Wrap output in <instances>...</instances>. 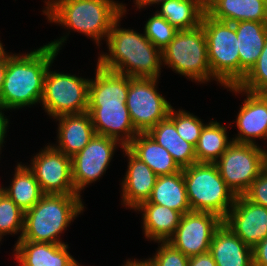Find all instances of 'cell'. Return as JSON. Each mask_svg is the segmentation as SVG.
<instances>
[{"instance_id":"obj_1","label":"cell","mask_w":267,"mask_h":266,"mask_svg":"<svg viewBox=\"0 0 267 266\" xmlns=\"http://www.w3.org/2000/svg\"><path fill=\"white\" fill-rule=\"evenodd\" d=\"M69 34L26 54L7 53V68L0 96L3 108L15 110L40 103L46 72Z\"/></svg>"},{"instance_id":"obj_2","label":"cell","mask_w":267,"mask_h":266,"mask_svg":"<svg viewBox=\"0 0 267 266\" xmlns=\"http://www.w3.org/2000/svg\"><path fill=\"white\" fill-rule=\"evenodd\" d=\"M123 12L112 24L106 43L109 53H102L97 64L109 71L131 78H160L162 50L142 33L119 28Z\"/></svg>"},{"instance_id":"obj_3","label":"cell","mask_w":267,"mask_h":266,"mask_svg":"<svg viewBox=\"0 0 267 266\" xmlns=\"http://www.w3.org/2000/svg\"><path fill=\"white\" fill-rule=\"evenodd\" d=\"M42 10L49 22L92 38L97 46L106 41L113 22L124 12L125 4L114 0H48ZM104 37V38H103Z\"/></svg>"},{"instance_id":"obj_4","label":"cell","mask_w":267,"mask_h":266,"mask_svg":"<svg viewBox=\"0 0 267 266\" xmlns=\"http://www.w3.org/2000/svg\"><path fill=\"white\" fill-rule=\"evenodd\" d=\"M78 194H44L31 209L24 212V228L20 240L66 244L59 235L84 210Z\"/></svg>"},{"instance_id":"obj_5","label":"cell","mask_w":267,"mask_h":266,"mask_svg":"<svg viewBox=\"0 0 267 266\" xmlns=\"http://www.w3.org/2000/svg\"><path fill=\"white\" fill-rule=\"evenodd\" d=\"M190 209L209 212L225 219L236 195L221 178L215 163H195L183 168Z\"/></svg>"},{"instance_id":"obj_6","label":"cell","mask_w":267,"mask_h":266,"mask_svg":"<svg viewBox=\"0 0 267 266\" xmlns=\"http://www.w3.org/2000/svg\"><path fill=\"white\" fill-rule=\"evenodd\" d=\"M212 76L224 87L240 84L238 39L233 23L215 20L207 13L202 19Z\"/></svg>"},{"instance_id":"obj_7","label":"cell","mask_w":267,"mask_h":266,"mask_svg":"<svg viewBox=\"0 0 267 266\" xmlns=\"http://www.w3.org/2000/svg\"><path fill=\"white\" fill-rule=\"evenodd\" d=\"M162 57L167 68L191 81H217L209 66L207 41L202 25L190 30H178L174 39L162 50Z\"/></svg>"},{"instance_id":"obj_8","label":"cell","mask_w":267,"mask_h":266,"mask_svg":"<svg viewBox=\"0 0 267 266\" xmlns=\"http://www.w3.org/2000/svg\"><path fill=\"white\" fill-rule=\"evenodd\" d=\"M48 68L40 103L52 118L81 114L88 110L90 79L75 74L51 71Z\"/></svg>"},{"instance_id":"obj_9","label":"cell","mask_w":267,"mask_h":266,"mask_svg":"<svg viewBox=\"0 0 267 266\" xmlns=\"http://www.w3.org/2000/svg\"><path fill=\"white\" fill-rule=\"evenodd\" d=\"M215 164L234 194L243 195L265 169L264 149L254 144L232 142Z\"/></svg>"},{"instance_id":"obj_10","label":"cell","mask_w":267,"mask_h":266,"mask_svg":"<svg viewBox=\"0 0 267 266\" xmlns=\"http://www.w3.org/2000/svg\"><path fill=\"white\" fill-rule=\"evenodd\" d=\"M159 78H131L126 105L138 133H147L158 122L169 116L170 102L157 92Z\"/></svg>"},{"instance_id":"obj_11","label":"cell","mask_w":267,"mask_h":266,"mask_svg":"<svg viewBox=\"0 0 267 266\" xmlns=\"http://www.w3.org/2000/svg\"><path fill=\"white\" fill-rule=\"evenodd\" d=\"M120 144V145H118ZM117 145L124 146L115 139L95 134L90 142L71 158L72 182L75 191L81 196V191L100 179L106 172Z\"/></svg>"},{"instance_id":"obj_12","label":"cell","mask_w":267,"mask_h":266,"mask_svg":"<svg viewBox=\"0 0 267 266\" xmlns=\"http://www.w3.org/2000/svg\"><path fill=\"white\" fill-rule=\"evenodd\" d=\"M223 219L213 213L189 211L167 242L188 257L209 252L215 231Z\"/></svg>"},{"instance_id":"obj_13","label":"cell","mask_w":267,"mask_h":266,"mask_svg":"<svg viewBox=\"0 0 267 266\" xmlns=\"http://www.w3.org/2000/svg\"><path fill=\"white\" fill-rule=\"evenodd\" d=\"M28 168L33 172L43 194H77L72 182L71 157L51 144L31 159Z\"/></svg>"},{"instance_id":"obj_14","label":"cell","mask_w":267,"mask_h":266,"mask_svg":"<svg viewBox=\"0 0 267 266\" xmlns=\"http://www.w3.org/2000/svg\"><path fill=\"white\" fill-rule=\"evenodd\" d=\"M223 223L253 249L267 237V208L252 203L243 195L236 196Z\"/></svg>"},{"instance_id":"obj_15","label":"cell","mask_w":267,"mask_h":266,"mask_svg":"<svg viewBox=\"0 0 267 266\" xmlns=\"http://www.w3.org/2000/svg\"><path fill=\"white\" fill-rule=\"evenodd\" d=\"M226 88L235 94L247 95L236 117L238 134L232 138V141L257 145L256 138L267 140V101L265 98L260 93L246 91L238 85Z\"/></svg>"},{"instance_id":"obj_16","label":"cell","mask_w":267,"mask_h":266,"mask_svg":"<svg viewBox=\"0 0 267 266\" xmlns=\"http://www.w3.org/2000/svg\"><path fill=\"white\" fill-rule=\"evenodd\" d=\"M95 133L127 147L137 136L126 104H88Z\"/></svg>"},{"instance_id":"obj_17","label":"cell","mask_w":267,"mask_h":266,"mask_svg":"<svg viewBox=\"0 0 267 266\" xmlns=\"http://www.w3.org/2000/svg\"><path fill=\"white\" fill-rule=\"evenodd\" d=\"M124 155L128 157V168L121 182L122 204L128 209H136L151 196L157 175L127 147L123 148Z\"/></svg>"},{"instance_id":"obj_18","label":"cell","mask_w":267,"mask_h":266,"mask_svg":"<svg viewBox=\"0 0 267 266\" xmlns=\"http://www.w3.org/2000/svg\"><path fill=\"white\" fill-rule=\"evenodd\" d=\"M54 119L59 124L58 145L54 144L53 147L71 158L81 151L96 134L88 112L61 115Z\"/></svg>"},{"instance_id":"obj_19","label":"cell","mask_w":267,"mask_h":266,"mask_svg":"<svg viewBox=\"0 0 267 266\" xmlns=\"http://www.w3.org/2000/svg\"><path fill=\"white\" fill-rule=\"evenodd\" d=\"M68 247V244L19 240L13 253L18 266H68L74 259Z\"/></svg>"},{"instance_id":"obj_20","label":"cell","mask_w":267,"mask_h":266,"mask_svg":"<svg viewBox=\"0 0 267 266\" xmlns=\"http://www.w3.org/2000/svg\"><path fill=\"white\" fill-rule=\"evenodd\" d=\"M209 252L217 266H253L252 248L224 223L215 231Z\"/></svg>"},{"instance_id":"obj_21","label":"cell","mask_w":267,"mask_h":266,"mask_svg":"<svg viewBox=\"0 0 267 266\" xmlns=\"http://www.w3.org/2000/svg\"><path fill=\"white\" fill-rule=\"evenodd\" d=\"M234 26L238 39L241 82L262 52L267 39V22L239 21Z\"/></svg>"},{"instance_id":"obj_22","label":"cell","mask_w":267,"mask_h":266,"mask_svg":"<svg viewBox=\"0 0 267 266\" xmlns=\"http://www.w3.org/2000/svg\"><path fill=\"white\" fill-rule=\"evenodd\" d=\"M95 78L89 82L88 104H126L129 76L96 65Z\"/></svg>"},{"instance_id":"obj_23","label":"cell","mask_w":267,"mask_h":266,"mask_svg":"<svg viewBox=\"0 0 267 266\" xmlns=\"http://www.w3.org/2000/svg\"><path fill=\"white\" fill-rule=\"evenodd\" d=\"M206 13L215 20L267 22V0H213Z\"/></svg>"},{"instance_id":"obj_24","label":"cell","mask_w":267,"mask_h":266,"mask_svg":"<svg viewBox=\"0 0 267 266\" xmlns=\"http://www.w3.org/2000/svg\"><path fill=\"white\" fill-rule=\"evenodd\" d=\"M135 211L142 214L144 236L150 241L167 242L176 231L182 213L154 203H141Z\"/></svg>"},{"instance_id":"obj_25","label":"cell","mask_w":267,"mask_h":266,"mask_svg":"<svg viewBox=\"0 0 267 266\" xmlns=\"http://www.w3.org/2000/svg\"><path fill=\"white\" fill-rule=\"evenodd\" d=\"M127 148L157 176L172 175L182 170L171 154L147 133H138Z\"/></svg>"},{"instance_id":"obj_26","label":"cell","mask_w":267,"mask_h":266,"mask_svg":"<svg viewBox=\"0 0 267 266\" xmlns=\"http://www.w3.org/2000/svg\"><path fill=\"white\" fill-rule=\"evenodd\" d=\"M147 134L171 154L181 169L197 163L195 147L180 137L169 116L158 122Z\"/></svg>"},{"instance_id":"obj_27","label":"cell","mask_w":267,"mask_h":266,"mask_svg":"<svg viewBox=\"0 0 267 266\" xmlns=\"http://www.w3.org/2000/svg\"><path fill=\"white\" fill-rule=\"evenodd\" d=\"M143 203L159 204L182 214L191 211L182 170L172 175L158 176L151 196Z\"/></svg>"},{"instance_id":"obj_28","label":"cell","mask_w":267,"mask_h":266,"mask_svg":"<svg viewBox=\"0 0 267 266\" xmlns=\"http://www.w3.org/2000/svg\"><path fill=\"white\" fill-rule=\"evenodd\" d=\"M156 13L177 30H190L201 25L206 8L198 0H166Z\"/></svg>"},{"instance_id":"obj_29","label":"cell","mask_w":267,"mask_h":266,"mask_svg":"<svg viewBox=\"0 0 267 266\" xmlns=\"http://www.w3.org/2000/svg\"><path fill=\"white\" fill-rule=\"evenodd\" d=\"M5 194L24 212L31 209L44 195L33 172L25 164L18 163L11 184Z\"/></svg>"},{"instance_id":"obj_30","label":"cell","mask_w":267,"mask_h":266,"mask_svg":"<svg viewBox=\"0 0 267 266\" xmlns=\"http://www.w3.org/2000/svg\"><path fill=\"white\" fill-rule=\"evenodd\" d=\"M226 126L211 120L205 124L195 147L197 163H215L233 142L228 139Z\"/></svg>"},{"instance_id":"obj_31","label":"cell","mask_w":267,"mask_h":266,"mask_svg":"<svg viewBox=\"0 0 267 266\" xmlns=\"http://www.w3.org/2000/svg\"><path fill=\"white\" fill-rule=\"evenodd\" d=\"M24 211L6 194L0 199V237L8 234H18L19 241L23 234Z\"/></svg>"},{"instance_id":"obj_32","label":"cell","mask_w":267,"mask_h":266,"mask_svg":"<svg viewBox=\"0 0 267 266\" xmlns=\"http://www.w3.org/2000/svg\"><path fill=\"white\" fill-rule=\"evenodd\" d=\"M169 117L174 121L177 133L185 141L196 147L204 123L199 117L186 112L185 110H175L173 107L169 112Z\"/></svg>"},{"instance_id":"obj_33","label":"cell","mask_w":267,"mask_h":266,"mask_svg":"<svg viewBox=\"0 0 267 266\" xmlns=\"http://www.w3.org/2000/svg\"><path fill=\"white\" fill-rule=\"evenodd\" d=\"M177 31L174 26L157 13L148 18L144 26V35L160 50H163L174 39Z\"/></svg>"},{"instance_id":"obj_34","label":"cell","mask_w":267,"mask_h":266,"mask_svg":"<svg viewBox=\"0 0 267 266\" xmlns=\"http://www.w3.org/2000/svg\"><path fill=\"white\" fill-rule=\"evenodd\" d=\"M238 86L252 93H261L267 89V39L258 61Z\"/></svg>"},{"instance_id":"obj_35","label":"cell","mask_w":267,"mask_h":266,"mask_svg":"<svg viewBox=\"0 0 267 266\" xmlns=\"http://www.w3.org/2000/svg\"><path fill=\"white\" fill-rule=\"evenodd\" d=\"M158 243L160 246L155 255L148 259L153 266H188V256L172 247L168 242Z\"/></svg>"},{"instance_id":"obj_36","label":"cell","mask_w":267,"mask_h":266,"mask_svg":"<svg viewBox=\"0 0 267 266\" xmlns=\"http://www.w3.org/2000/svg\"><path fill=\"white\" fill-rule=\"evenodd\" d=\"M243 196L254 204L267 208V170L264 169L251 183Z\"/></svg>"},{"instance_id":"obj_37","label":"cell","mask_w":267,"mask_h":266,"mask_svg":"<svg viewBox=\"0 0 267 266\" xmlns=\"http://www.w3.org/2000/svg\"><path fill=\"white\" fill-rule=\"evenodd\" d=\"M253 266H267V237L252 249Z\"/></svg>"},{"instance_id":"obj_38","label":"cell","mask_w":267,"mask_h":266,"mask_svg":"<svg viewBox=\"0 0 267 266\" xmlns=\"http://www.w3.org/2000/svg\"><path fill=\"white\" fill-rule=\"evenodd\" d=\"M188 266H217L210 252L189 257Z\"/></svg>"},{"instance_id":"obj_39","label":"cell","mask_w":267,"mask_h":266,"mask_svg":"<svg viewBox=\"0 0 267 266\" xmlns=\"http://www.w3.org/2000/svg\"><path fill=\"white\" fill-rule=\"evenodd\" d=\"M2 110L6 111V109L0 105V154L2 150L1 147H3V143H5L4 140L6 138L7 127L9 124V120L6 118V116H4Z\"/></svg>"},{"instance_id":"obj_40","label":"cell","mask_w":267,"mask_h":266,"mask_svg":"<svg viewBox=\"0 0 267 266\" xmlns=\"http://www.w3.org/2000/svg\"><path fill=\"white\" fill-rule=\"evenodd\" d=\"M7 68V52L5 49L0 53V96Z\"/></svg>"},{"instance_id":"obj_41","label":"cell","mask_w":267,"mask_h":266,"mask_svg":"<svg viewBox=\"0 0 267 266\" xmlns=\"http://www.w3.org/2000/svg\"><path fill=\"white\" fill-rule=\"evenodd\" d=\"M166 0H135V7H137L138 9H142L145 8L147 5L151 6L153 4H161Z\"/></svg>"},{"instance_id":"obj_42","label":"cell","mask_w":267,"mask_h":266,"mask_svg":"<svg viewBox=\"0 0 267 266\" xmlns=\"http://www.w3.org/2000/svg\"><path fill=\"white\" fill-rule=\"evenodd\" d=\"M122 266H153L152 263L146 258V260L128 259Z\"/></svg>"},{"instance_id":"obj_43","label":"cell","mask_w":267,"mask_h":266,"mask_svg":"<svg viewBox=\"0 0 267 266\" xmlns=\"http://www.w3.org/2000/svg\"><path fill=\"white\" fill-rule=\"evenodd\" d=\"M205 8L213 1V0H198Z\"/></svg>"},{"instance_id":"obj_44","label":"cell","mask_w":267,"mask_h":266,"mask_svg":"<svg viewBox=\"0 0 267 266\" xmlns=\"http://www.w3.org/2000/svg\"><path fill=\"white\" fill-rule=\"evenodd\" d=\"M68 266H82L78 263V261L75 260V258L69 263Z\"/></svg>"},{"instance_id":"obj_45","label":"cell","mask_w":267,"mask_h":266,"mask_svg":"<svg viewBox=\"0 0 267 266\" xmlns=\"http://www.w3.org/2000/svg\"><path fill=\"white\" fill-rule=\"evenodd\" d=\"M264 164H265V169L267 170V150H264Z\"/></svg>"},{"instance_id":"obj_46","label":"cell","mask_w":267,"mask_h":266,"mask_svg":"<svg viewBox=\"0 0 267 266\" xmlns=\"http://www.w3.org/2000/svg\"><path fill=\"white\" fill-rule=\"evenodd\" d=\"M264 98L265 100L267 101V89H265L263 92L260 93Z\"/></svg>"},{"instance_id":"obj_47","label":"cell","mask_w":267,"mask_h":266,"mask_svg":"<svg viewBox=\"0 0 267 266\" xmlns=\"http://www.w3.org/2000/svg\"><path fill=\"white\" fill-rule=\"evenodd\" d=\"M5 194V190L4 187H0V199L2 198V196Z\"/></svg>"},{"instance_id":"obj_48","label":"cell","mask_w":267,"mask_h":266,"mask_svg":"<svg viewBox=\"0 0 267 266\" xmlns=\"http://www.w3.org/2000/svg\"><path fill=\"white\" fill-rule=\"evenodd\" d=\"M3 50H4V46H3V44H2L1 41H0V53H1Z\"/></svg>"}]
</instances>
